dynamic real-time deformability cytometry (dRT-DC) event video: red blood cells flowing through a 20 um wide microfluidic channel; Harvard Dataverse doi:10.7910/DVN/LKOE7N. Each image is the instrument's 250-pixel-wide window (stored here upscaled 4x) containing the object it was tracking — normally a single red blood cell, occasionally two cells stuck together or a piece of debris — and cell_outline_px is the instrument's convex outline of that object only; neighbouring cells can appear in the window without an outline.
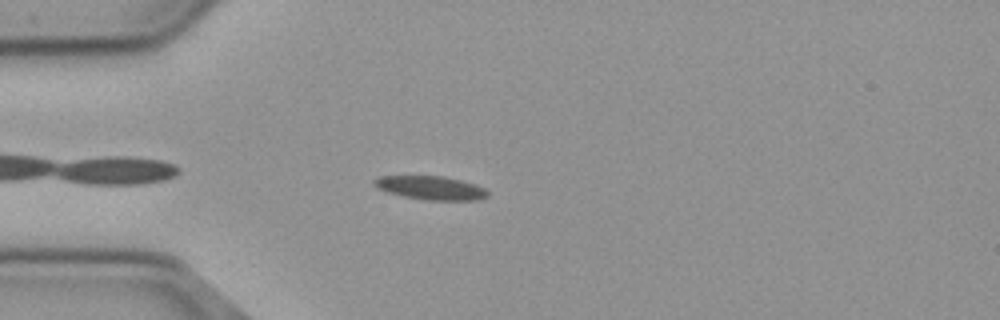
{"species": "common noctule bat (a hibernating species)", "species_latin": "Nyctalus noctula", "temperature_condition": "cold", "stored_images_in_passage": 25, "camera_frame_rate_fps": 3000, "um_per_image_px": 0.085, "animal": {"sex": "male", "body_mass_g": 23.1, "forearm_length_mm": 52.7}, "frame": {"image": 1, "passage_image": 4, "time_ms": 1.0, "image_size_px": [1000, 320], "cell_outline_px": [[488, 196], [480, 200], [428, 200], [404, 196], [388, 192], [376, 188], [372, 184], [372, 180], [380, 176], [444, 176], [460, 180], [484, 188], [488, 192]], "centroid_in_image_um": [36.58, 15.96], "position_along_channel_um": 48.4, "area_um2": 15.55}}
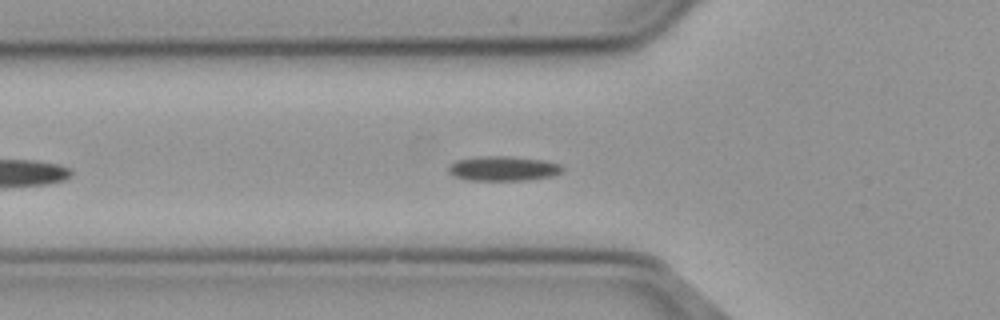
{"frame": {"image": 2, "passage_image": 8, "time_ms": 2.333, "image_size_px": [1000, 320], "cell_outline_px": [[564, 168], [560, 172], [552, 176], [528, 180], [464, 180], [448, 172], [448, 168], [456, 160], [480, 156], [508, 156], [544, 160], [560, 164]], "centroid_in_image_um": [42.78, 14.32], "position_along_channel_um": 83.0, "area_um2": 16.36}}